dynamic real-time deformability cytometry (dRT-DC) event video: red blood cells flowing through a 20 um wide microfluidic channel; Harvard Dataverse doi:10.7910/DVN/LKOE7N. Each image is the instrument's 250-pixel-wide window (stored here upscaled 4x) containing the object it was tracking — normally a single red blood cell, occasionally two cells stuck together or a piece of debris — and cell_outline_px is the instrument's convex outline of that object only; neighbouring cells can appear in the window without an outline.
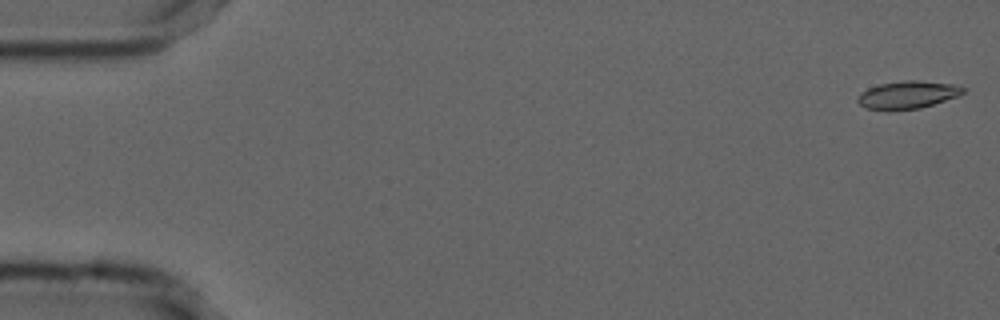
{"species": "common noctule bat (a hibernating species)", "species_latin": "Nyctalus noctula", "temperature_condition": "cold", "stored_images_in_passage": 55, "camera_frame_rate_fps": 3000, "um_per_image_px": 0.085, "animal": {"sex": "male", "forearm_length_mm": 52.5}, "frame": {"image": 1, "passage_image": 1, "time_ms": 0.0, "image_size_px": [1000, 320], "cell_outline_px": [[968, 88], [960, 96], [920, 108], [888, 112], [864, 108], [856, 100], [860, 92], [868, 88], [880, 84], [904, 80], [916, 80], [952, 84]], "centroid_in_image_um": [77.13, 8.08], "position_along_channel_um": 7.9, "area_um2": 17.46}}
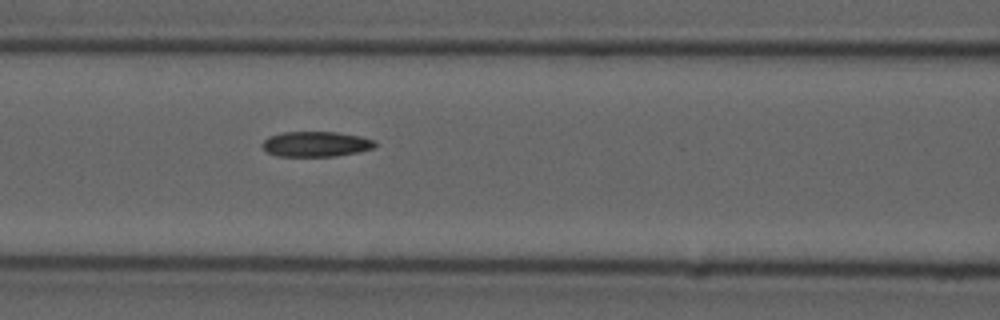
{"frame": {"image": 2, "passage_image": 23, "time_ms": 7.333, "image_size_px": [1000, 320], "cell_outline_px": [[376, 148], [336, 156], [276, 156], [268, 152], [260, 144], [268, 136], [284, 132], [336, 132], [360, 136], [376, 140]], "centroid_in_image_um": [26.86, 12.24], "position_along_channel_um": 139.7, "area_um2": 16.65}}
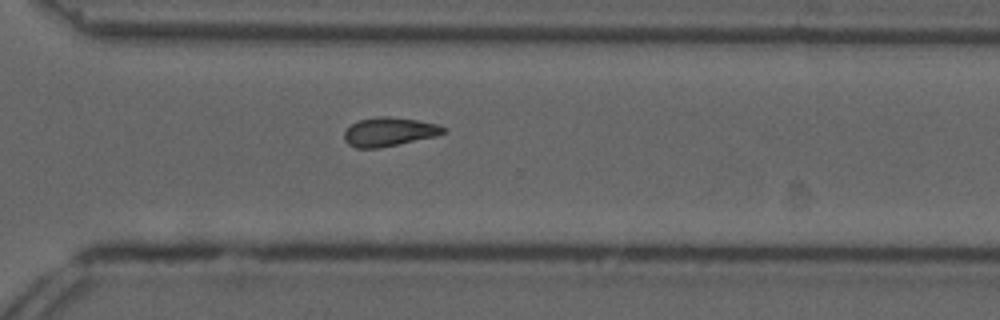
{"frame": {"image": 3, "passage_image": 39, "time_ms": 12.667, "image_size_px": [1000, 320], "cell_outline_px": [[448, 132], [436, 136], [380, 148], [356, 148], [348, 144], [344, 140], [344, 132], [352, 124], [360, 120], [380, 116], [388, 116], [416, 120], [436, 124], [444, 128]], "centroid_in_image_um": [33.07, 11.21], "position_along_channel_um": 337.5, "area_um2": 16.53}, "authors_computed_cell_mechanics": {"area_um2": 16.8776, "velocity_mm_per_s": 3.7148, "shape_relaxation_time_tau1_ms": null, "shape_relaxation_time_tau2_ms": 8.2542, "deformation_change_tau1": null, "deformation_change_tau2": 0.1494}}